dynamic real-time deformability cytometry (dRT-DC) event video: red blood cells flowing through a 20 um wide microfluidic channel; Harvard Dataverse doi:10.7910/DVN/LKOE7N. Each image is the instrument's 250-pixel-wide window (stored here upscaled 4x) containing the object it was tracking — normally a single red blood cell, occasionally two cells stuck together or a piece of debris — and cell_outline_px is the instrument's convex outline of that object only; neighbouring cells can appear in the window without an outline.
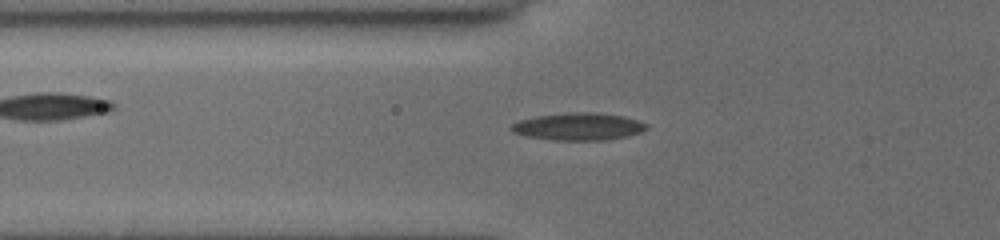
{"species": "common noctule bat (a hibernating species)", "species_latin": "Nyctalus noctula", "temperature_condition": "cold", "stored_images_in_passage": 44, "camera_frame_rate_fps": 3000, "um_per_image_px": 0.085, "animal": {"sex": "female", "body_mass_g": 19.5, "forearm_length_mm": 54.1}, "frame": {"image": 1, "passage_image": 11, "time_ms": 3.333, "image_size_px": [1000, 240], "cell_outline_px": [[648, 128], [640, 132], [608, 140], [552, 140], [528, 136], [512, 132], [508, 128], [512, 124], [520, 120], [536, 116], [564, 112], [596, 112], [624, 116], [648, 124]], "centroid_in_image_um": [49.14, 10.75], "position_along_channel_um": 76.7, "area_um2": 21.62}}
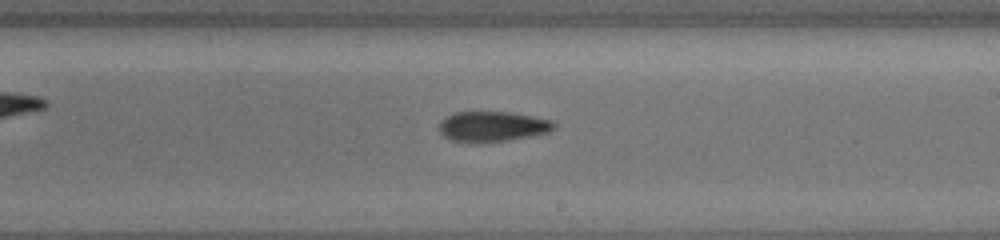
{"frame": {"image": 2, "passage_image": 24, "time_ms": 7.667, "image_size_px": [1000, 240], "cell_outline_px": [[556, 128], [548, 132], [508, 140], [452, 140], [444, 136], [440, 132], [440, 120], [452, 112], [508, 112], [556, 120]], "centroid_in_image_um": [41.91, 10.7], "position_along_channel_um": 247.1, "area_um2": 19.71}}
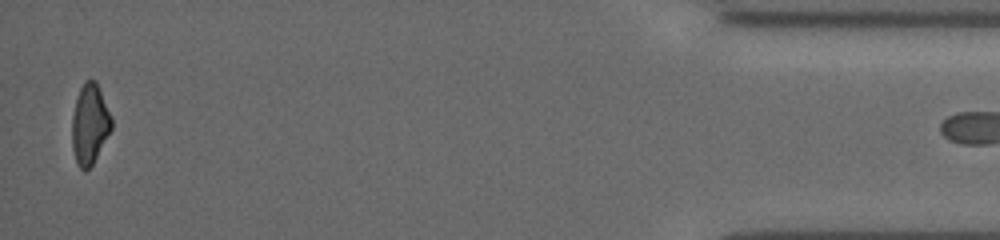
{"frame": {"image": 3, "passage_image": 43, "time_ms": 14.0, "image_size_px": [1000, 240], "cell_outline_px": [[112, 128], [92, 164], [84, 172], [76, 164], [72, 148], [72, 116], [76, 100], [80, 88], [84, 80], [96, 80], [112, 116]], "centroid_in_image_um": [7.62, 10.54], "position_along_channel_um": 427.6, "area_um2": 18.5}}